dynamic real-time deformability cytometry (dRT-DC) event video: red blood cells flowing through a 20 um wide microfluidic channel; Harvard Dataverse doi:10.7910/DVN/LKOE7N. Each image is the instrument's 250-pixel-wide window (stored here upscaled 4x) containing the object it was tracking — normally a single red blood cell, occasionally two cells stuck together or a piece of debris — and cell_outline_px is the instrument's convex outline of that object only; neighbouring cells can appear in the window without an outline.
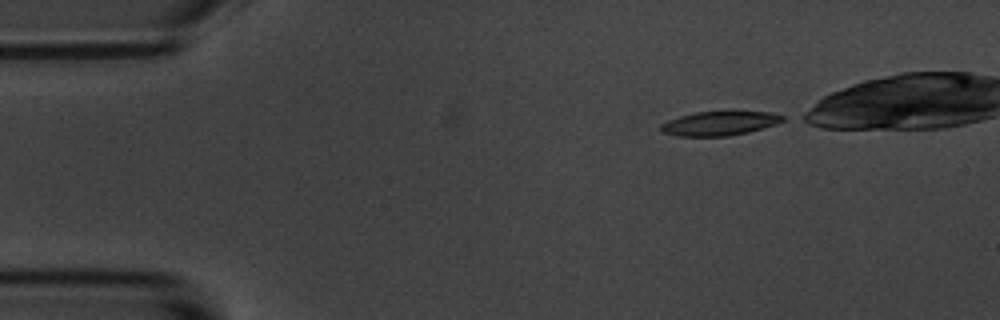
{"species": "common noctule bat (a hibernating species)", "species_latin": "Nyctalus noctula", "temperature_condition": "room temperature", "stored_images_in_passage": 4, "camera_frame_rate_fps": 3000, "um_per_image_px": 0.085, "animal": {"sex": "male", "body_mass_g": 20.1, "forearm_length_mm": 53.5}, "frame": {"image": 1, "passage_image": 1, "time_ms": 0.0, "image_size_px": [1000, 320], "cell_outline_px": [[784, 120], [776, 124], [748, 132], [728, 136], [676, 136], [660, 132], [660, 124], [668, 120], [680, 116], [696, 112], [768, 112], [784, 116]], "centroid_in_image_um": [61.1, 10.5], "position_along_channel_um": 23.9, "area_um2": 16.99}}